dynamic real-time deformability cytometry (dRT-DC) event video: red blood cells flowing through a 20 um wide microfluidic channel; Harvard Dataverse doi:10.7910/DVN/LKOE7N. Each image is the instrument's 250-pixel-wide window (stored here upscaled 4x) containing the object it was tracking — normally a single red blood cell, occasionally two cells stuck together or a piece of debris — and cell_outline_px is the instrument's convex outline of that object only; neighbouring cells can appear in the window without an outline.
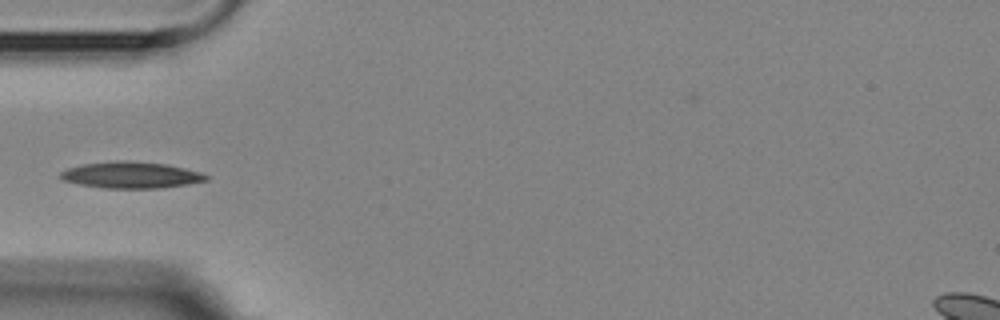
{"species": "Egyptian fruit bat (a non-hibernating species)", "species_latin": "Rousettus aegyptiacus", "temperature_condition": "room temperature", "stored_images_in_passage": 6, "camera_frame_rate_fps": 3000, "um_per_image_px": 0.085, "animal": {"sex": "female"}, "frame": {"image": 1, "passage_image": 3, "time_ms": 2.333, "image_size_px": [1000, 320], "cell_outline_px": [[208, 180], [188, 184], [160, 188], [104, 188], [80, 184], [64, 180], [60, 176], [60, 172], [68, 168], [84, 164], [116, 160], [128, 160], [168, 164], [200, 172], [208, 176]], "centroid_in_image_um": [11.16, 14.87], "position_along_channel_um": 73.8, "area_um2": 22.37}}
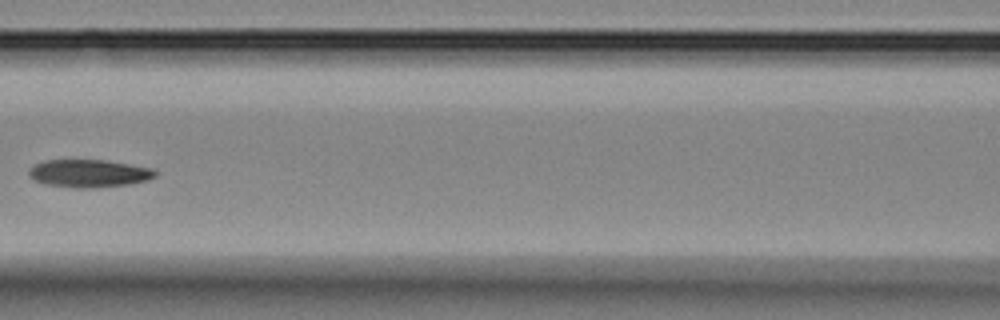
{"frame": {"image": 2, "passage_image": 5, "time_ms": 4.667, "image_size_px": [1000, 320], "cell_outline_px": [[156, 176], [148, 180], [128, 184], [92, 188], [76, 188], [44, 184], [28, 176], [28, 172], [36, 164], [44, 160], [108, 160], [152, 168], [156, 172]], "centroid_in_image_um": [7.57, 14.74], "position_along_channel_um": 159.0, "area_um2": 20.4}}
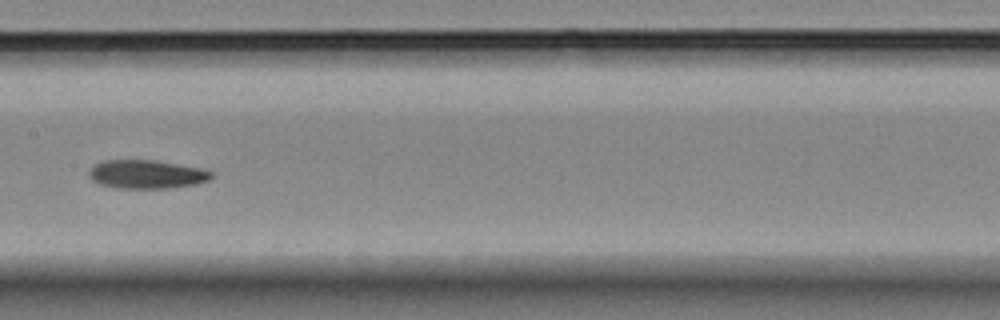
{"frame": {"image": 3, "passage_image": 6, "time_ms": 5.667, "image_size_px": [1000, 320], "cell_outline_px": [[212, 176], [208, 180], [196, 184], [172, 188], [116, 188], [100, 184], [92, 180], [88, 176], [88, 172], [96, 164], [104, 160], [152, 160], [200, 168], [212, 172]], "centroid_in_image_um": [12.44, 14.82], "position_along_channel_um": 195.0, "area_um2": 20.23}}